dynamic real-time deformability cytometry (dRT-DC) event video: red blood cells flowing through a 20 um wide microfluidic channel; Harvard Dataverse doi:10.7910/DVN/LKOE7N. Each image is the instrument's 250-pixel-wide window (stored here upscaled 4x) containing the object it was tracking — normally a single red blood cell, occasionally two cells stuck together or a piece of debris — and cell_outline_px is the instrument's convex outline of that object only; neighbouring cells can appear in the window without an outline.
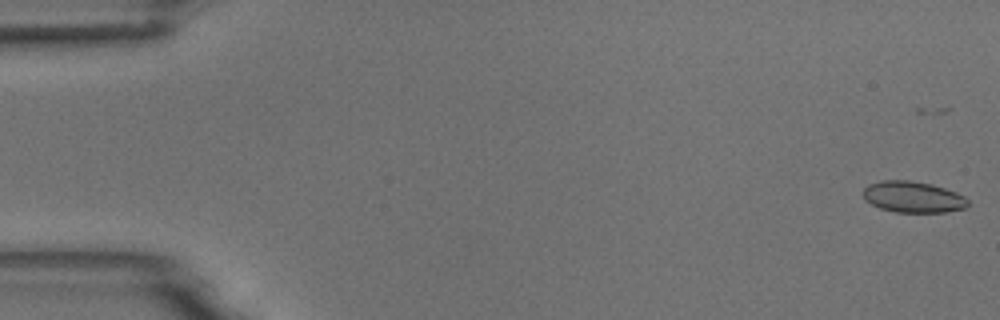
{"species": "common noctule bat (a hibernating species)", "species_latin": "Nyctalus noctula", "temperature_condition": "room temperature", "stored_images_in_passage": 5, "camera_frame_rate_fps": 3000, "um_per_image_px": 0.085, "animal": {"sex": "male", "body_mass_g": 18.8}, "frame": {"image": 1, "passage_image": 1, "time_ms": 0.0, "image_size_px": [1000, 320], "cell_outline_px": [[968, 204], [964, 208], [944, 212], [896, 212], [880, 208], [864, 200], [864, 188], [868, 184], [880, 180], [908, 180], [932, 184], [956, 192], [964, 196], [968, 200]], "centroid_in_image_um": [77.59, 16.73], "position_along_channel_um": 7.4, "area_um2": 19.02}}